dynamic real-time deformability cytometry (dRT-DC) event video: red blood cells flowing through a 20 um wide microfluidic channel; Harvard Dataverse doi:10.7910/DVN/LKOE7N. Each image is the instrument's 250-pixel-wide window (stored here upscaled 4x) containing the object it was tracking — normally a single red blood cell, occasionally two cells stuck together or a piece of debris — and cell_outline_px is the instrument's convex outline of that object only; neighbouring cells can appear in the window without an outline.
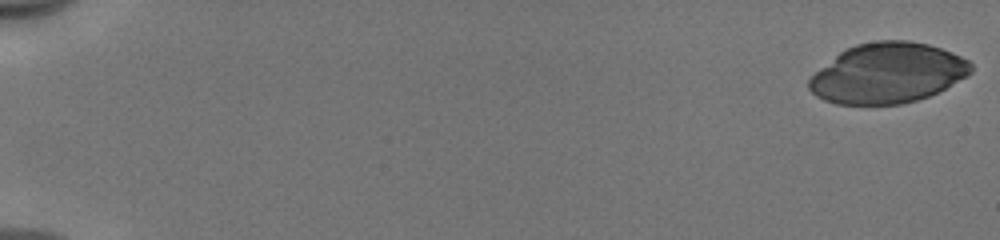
{"species": "human", "species_latin": "Homo sapiens", "temperature_condition": "cold", "stored_images_in_passage": 53, "camera_frame_rate_fps": 3000, "um_per_image_px": 0.085, "donor": {"sex": "male"}, "frame": {"image": 1, "passage_image": 1, "time_ms": 0.0, "image_size_px": [1000, 240], "cell_outline_px": [[972, 72], [968, 76], [928, 96], [916, 100], [900, 104], [836, 104], [824, 100], [816, 96], [808, 88], [808, 80], [820, 68], [840, 52], [856, 44], [876, 40], [908, 40], [928, 44], [952, 52], [968, 60], [972, 64]], "centroid_in_image_um": [75.45, 6.21], "position_along_channel_um": 9.6, "area_um2": 56.59}}
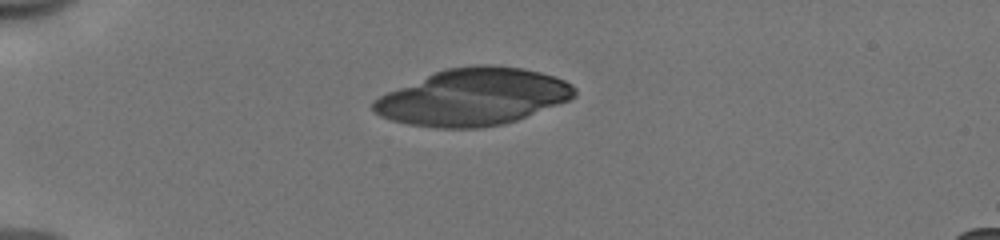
{"frame": {"image": 2, "passage_image": 15, "time_ms": 4.667, "image_size_px": [1000, 240], "cell_outline_px": [[576, 96], [568, 100], [516, 120], [504, 124], [480, 128], [440, 128], [408, 124], [392, 120], [380, 116], [372, 108], [372, 100], [388, 92], [436, 72], [448, 68], [476, 64], [488, 64], [524, 68], [540, 72], [564, 80], [572, 84], [576, 88]], "centroid_in_image_um": [40.23, 8.25], "position_along_channel_um": 44.8, "area_um2": 66.18}}